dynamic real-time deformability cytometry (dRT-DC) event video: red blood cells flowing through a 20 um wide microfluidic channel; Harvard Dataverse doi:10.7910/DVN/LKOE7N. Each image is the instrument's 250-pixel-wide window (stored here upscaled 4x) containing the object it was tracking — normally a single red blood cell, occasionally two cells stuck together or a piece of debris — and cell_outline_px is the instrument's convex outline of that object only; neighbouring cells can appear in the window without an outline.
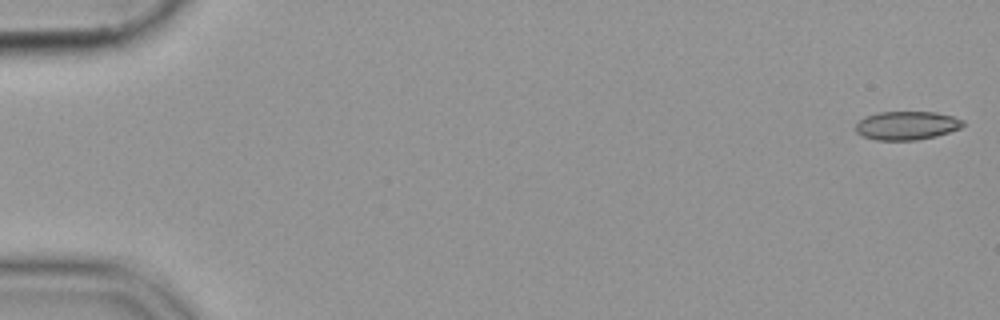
{"species": "common noctule bat (a hibernating species)", "species_latin": "Nyctalus noctula", "temperature_condition": "cold", "stored_images_in_passage": 55, "camera_frame_rate_fps": 3000, "um_per_image_px": 0.085, "animal": {"sex": "female", "body_mass_g": 19.9}, "frame": {"image": 1, "passage_image": 1, "time_ms": 0.0, "image_size_px": [1000, 320], "cell_outline_px": [[964, 124], [960, 128], [936, 136], [916, 140], [876, 140], [864, 136], [856, 132], [856, 124], [864, 116], [880, 112], [936, 112], [952, 116], [964, 120]], "centroid_in_image_um": [77.07, 10.66], "position_along_channel_um": 7.9, "area_um2": 17.8}}
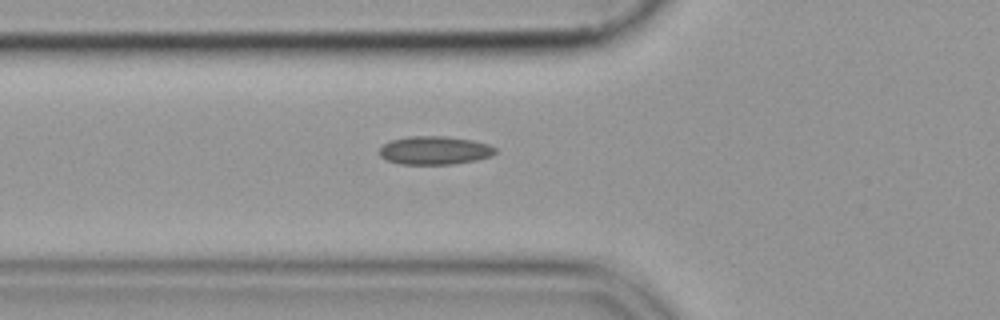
{"frame": {"image": 2, "passage_image": 20, "time_ms": 6.333, "image_size_px": [1000, 320], "cell_outline_px": [[496, 152], [492, 156], [476, 160], [456, 164], [400, 164], [388, 160], [380, 156], [380, 148], [384, 144], [392, 140], [408, 136], [448, 136], [472, 140], [488, 144], [496, 148]], "centroid_in_image_um": [36.97, 12.78], "position_along_channel_um": 88.8, "area_um2": 19.19}}
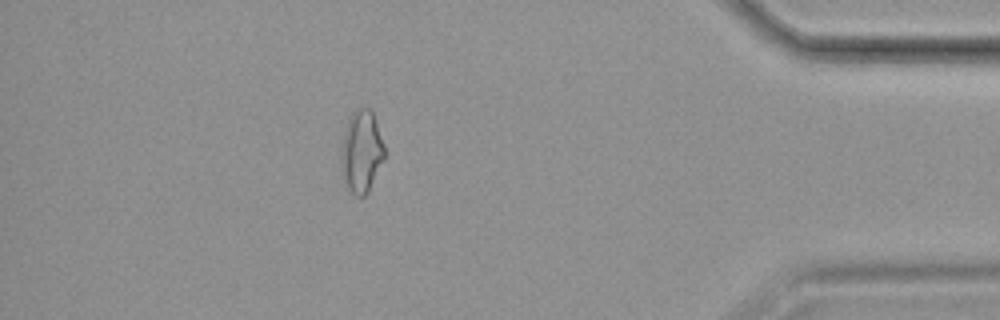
{"frame": {"image": 3, "passage_image": 49, "time_ms": 16.0, "image_size_px": [1000, 320], "cell_outline_px": [[384, 160], [368, 192], [364, 196], [356, 196], [344, 184], [340, 168], [340, 148], [344, 128], [352, 112], [356, 108], [368, 108], [372, 112], [384, 144]], "centroid_in_image_um": [30.68, 12.9], "position_along_channel_um": 404.5, "area_um2": 21.1}}